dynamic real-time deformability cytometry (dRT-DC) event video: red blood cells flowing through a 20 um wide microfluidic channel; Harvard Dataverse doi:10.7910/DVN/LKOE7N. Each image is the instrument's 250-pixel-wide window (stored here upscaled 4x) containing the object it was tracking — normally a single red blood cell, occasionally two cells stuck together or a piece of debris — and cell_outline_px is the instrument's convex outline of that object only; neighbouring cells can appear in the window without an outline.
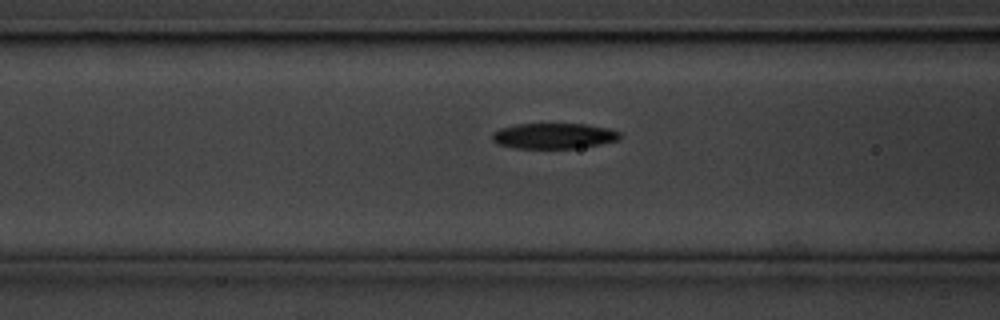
{"species": "common noctule bat (a hibernating species)", "species_latin": "Nyctalus noctula", "temperature_condition": "cold", "stored_images_in_passage": 21, "camera_frame_rate_fps": 3000, "um_per_image_px": 0.085, "animal": {"sex": "male", "body_mass_g": 20.1, "forearm_length_mm": 53.5}, "frame": {"image": 1, "passage_image": 15, "time_ms": 4.667, "image_size_px": [1000, 320], "cell_outline_px": [[620, 140], [600, 144], [576, 148], [512, 148], [496, 144], [492, 140], [492, 132], [500, 128], [516, 124], [584, 124], [608, 128], [620, 132]], "centroid_in_image_um": [47.04, 11.55], "position_along_channel_um": 119.6, "area_um2": 19.13}}